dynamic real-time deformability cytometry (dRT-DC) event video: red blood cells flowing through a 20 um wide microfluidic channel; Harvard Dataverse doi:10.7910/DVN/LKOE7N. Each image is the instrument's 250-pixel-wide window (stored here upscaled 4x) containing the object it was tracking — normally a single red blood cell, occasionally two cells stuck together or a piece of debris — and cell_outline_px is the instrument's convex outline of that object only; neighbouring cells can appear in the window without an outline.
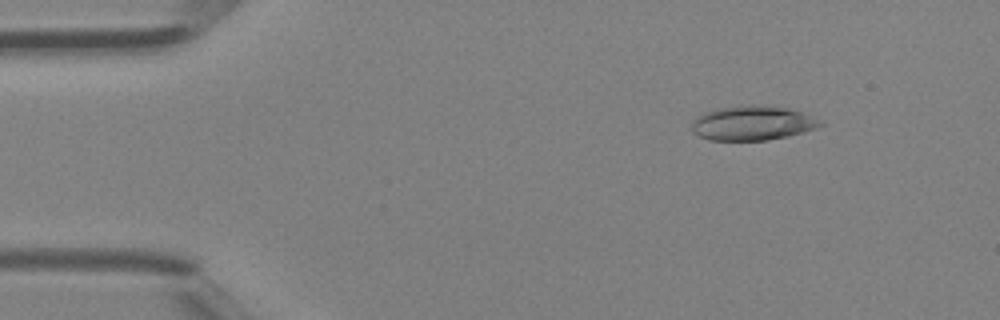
{"species": "Egyptian fruit bat (a non-hibernating species)", "species_latin": "Rousettus aegyptiacus", "temperature_condition": "room temperature", "stored_images_in_passage": 46, "camera_frame_rate_fps": 3000, "um_per_image_px": 0.085, "animal": {"sex": "female"}, "frame": {"image": 1, "passage_image": 6, "time_ms": 1.667, "image_size_px": [1000, 320], "cell_outline_px": [[824, 124], [816, 128], [788, 136], [768, 140], [708, 140], [692, 132], [692, 124], [696, 116], [704, 112], [716, 108], [752, 104], [764, 104], [788, 108], [812, 116]], "centroid_in_image_um": [63.93, 10.45], "position_along_channel_um": 21.1, "area_um2": 25.95}}
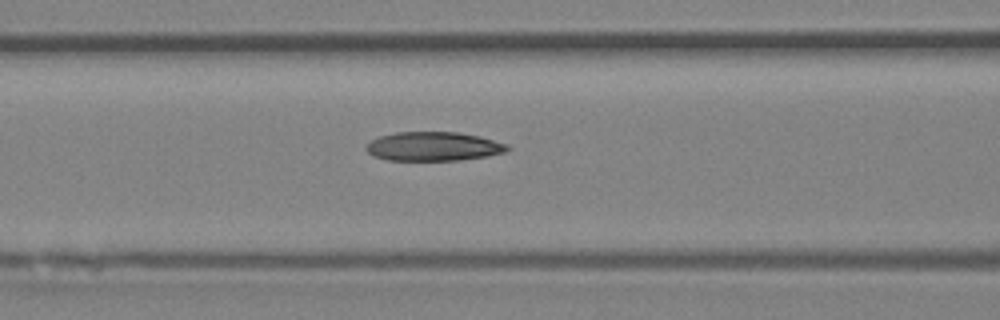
{"frame": {"image": 2, "passage_image": 19, "time_ms": 6.0, "image_size_px": [1000, 320], "cell_outline_px": [[512, 148], [504, 152], [488, 156], [460, 160], [388, 160], [372, 156], [364, 148], [372, 140], [380, 136], [396, 132], [460, 132], [480, 136], [508, 144]], "centroid_in_image_um": [36.87, 12.44], "position_along_channel_um": 129.7, "area_um2": 23.99}}
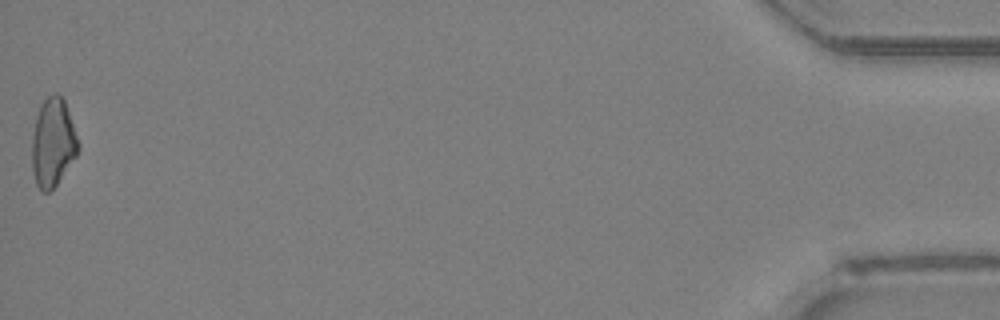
{"frame": {"image": 3, "passage_image": 46, "time_ms": 15.0, "image_size_px": [1000, 320], "cell_outline_px": [[80, 148], [76, 156], [56, 184], [48, 192], [44, 192], [36, 184], [32, 172], [32, 136], [36, 116], [40, 104], [48, 96], [56, 92], [64, 100], [80, 144]], "centroid_in_image_um": [4.49, 12.11], "position_along_channel_um": 430.7, "area_um2": 23.7}, "authors_computed_cell_mechanics": {"area_um2": 24.2471, "velocity_mm_per_s": 4.4808, "shape_relaxation_time_tau1_ms": 6.0509, "shape_relaxation_time_tau2_ms": 3.6212, "deformation_change_tau1": 0.1715, "deformation_change_tau2": 0.1137}}